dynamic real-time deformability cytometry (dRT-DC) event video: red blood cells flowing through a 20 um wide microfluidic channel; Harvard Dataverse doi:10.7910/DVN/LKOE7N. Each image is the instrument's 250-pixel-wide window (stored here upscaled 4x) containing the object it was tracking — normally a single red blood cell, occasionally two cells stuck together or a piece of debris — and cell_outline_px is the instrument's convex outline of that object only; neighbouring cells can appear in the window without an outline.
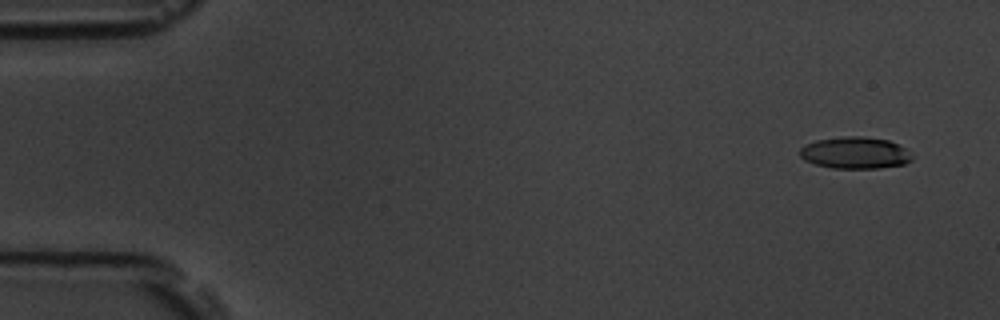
{"species": "common noctule bat (a hibernating species)", "species_latin": "Nyctalus noctula", "temperature_condition": "room temperature", "stored_images_in_passage": 55, "camera_frame_rate_fps": 3000, "um_per_image_px": 0.085, "animal": {"sex": "male", "body_mass_g": 19.5, "forearm_length_mm": 54.6}, "frame": {"image": 1, "passage_image": 4, "time_ms": 1.0, "image_size_px": [1000, 320], "cell_outline_px": [[912, 160], [904, 164], [880, 168], [832, 168], [816, 164], [804, 160], [800, 156], [800, 148], [804, 144], [816, 140], [844, 136], [864, 136], [888, 140], [904, 148], [912, 156]], "centroid_in_image_um": [72.65, 12.99], "position_along_channel_um": 12.3, "area_um2": 20.75}}
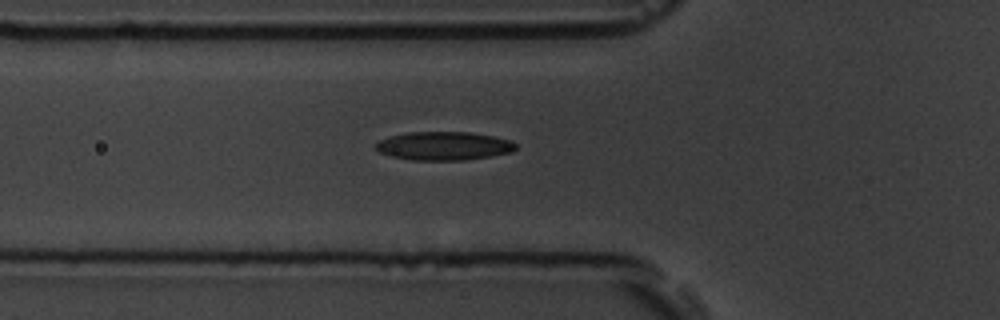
{"frame": {"image": 2, "passage_image": 20, "time_ms": 6.333, "image_size_px": [1000, 320], "cell_outline_px": [[516, 148], [512, 152], [464, 160], [412, 160], [388, 156], [380, 152], [376, 148], [376, 144], [380, 140], [392, 136], [408, 132], [472, 132], [512, 140], [516, 144]], "centroid_in_image_um": [37.73, 12.4], "position_along_channel_um": 88.1, "area_um2": 23.18}}
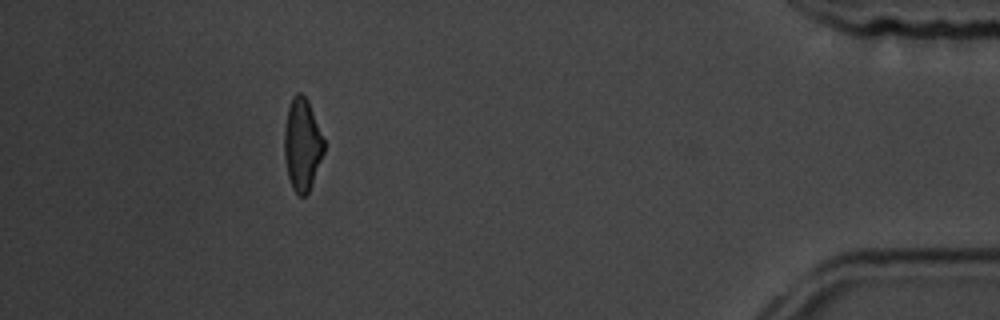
{"frame": {"image": 3, "passage_image": 50, "time_ms": 16.333, "image_size_px": [1000, 320], "cell_outline_px": [[324, 152], [308, 192], [304, 196], [300, 196], [292, 188], [288, 176], [284, 156], [284, 128], [288, 108], [292, 96], [296, 92], [300, 92], [308, 100], [324, 140]], "centroid_in_image_um": [25.67, 12.26], "position_along_channel_um": 409.5, "area_um2": 21.15}, "authors_computed_cell_mechanics": {"area_um2": 21.964, "velocity_mm_per_s": 3.7767, "shape_relaxation_time_tau1_ms": 6.4318, "shape_relaxation_time_tau2_ms": 3.822, "deformation_change_tau1": 0.1747, "deformation_change_tau2": 0.1269}}